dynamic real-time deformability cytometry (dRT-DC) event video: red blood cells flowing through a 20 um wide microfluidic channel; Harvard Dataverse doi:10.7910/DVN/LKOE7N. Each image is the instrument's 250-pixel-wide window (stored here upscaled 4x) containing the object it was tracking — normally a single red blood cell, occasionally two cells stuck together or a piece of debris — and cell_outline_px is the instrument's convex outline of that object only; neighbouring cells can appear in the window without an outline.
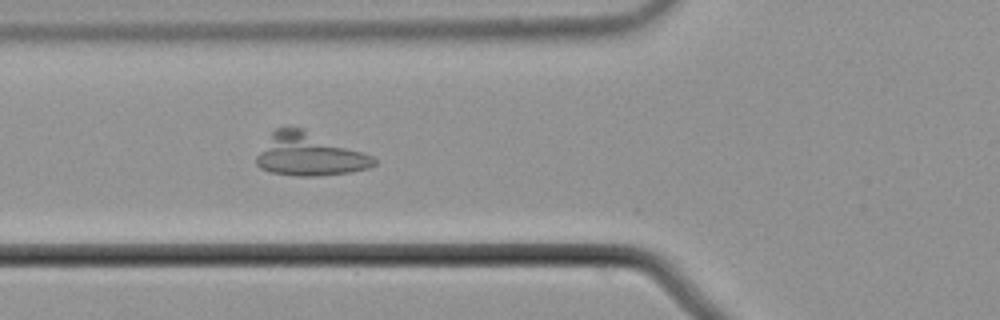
{"species": "common noctule bat (a hibernating species)", "species_latin": "Nyctalus noctula", "temperature_condition": "cold", "stored_images_in_passage": 44, "camera_frame_rate_fps": 3000, "um_per_image_px": 0.085, "animal": {"sex": "male", "body_mass_g": 21.5, "forearm_length_mm": 52.0}, "frame": {"image": 1, "passage_image": 8, "time_ms": 2.333, "image_size_px": [1000, 320], "cell_outline_px": [[376, 164], [368, 168], [352, 172], [320, 176], [296, 176], [268, 172], [260, 168], [256, 164], [256, 156], [272, 132], [276, 128], [300, 128], [372, 156], [376, 160]], "centroid_in_image_um": [26.25, 13.17], "position_along_channel_um": 99.5, "area_um2": 28.78}}
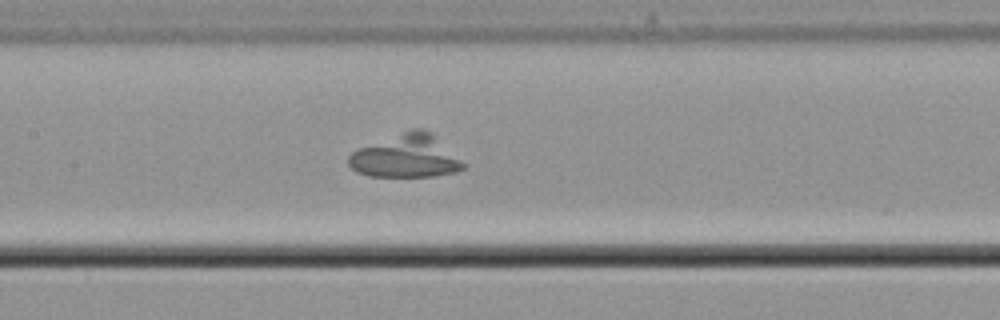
{"frame": {"image": 2, "passage_image": 14, "time_ms": 4.333, "image_size_px": [1000, 320], "cell_outline_px": [[468, 164], [464, 168], [456, 172], [432, 176], [368, 176], [356, 172], [348, 164], [348, 156], [352, 152], [360, 148], [412, 128], [424, 128], [432, 132]], "centroid_in_image_um": [34.58, 13.27], "position_along_channel_um": 172.8, "area_um2": 28.9}}
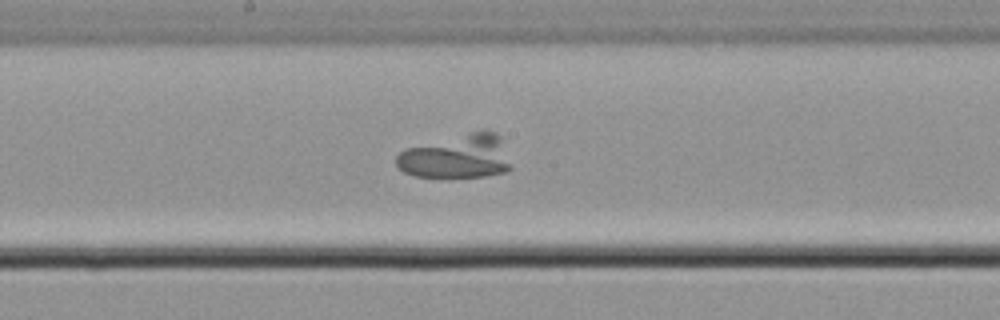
{"frame": {"image": 3, "passage_image": 17, "time_ms": 5.333, "image_size_px": [1000, 320], "cell_outline_px": [[512, 168], [504, 172], [484, 176], [416, 176], [404, 172], [396, 168], [396, 156], [400, 152], [408, 148], [472, 132], [496, 132], [500, 136]], "centroid_in_image_um": [38.83, 13.32], "position_along_channel_um": 209.4, "area_um2": 28.55}}